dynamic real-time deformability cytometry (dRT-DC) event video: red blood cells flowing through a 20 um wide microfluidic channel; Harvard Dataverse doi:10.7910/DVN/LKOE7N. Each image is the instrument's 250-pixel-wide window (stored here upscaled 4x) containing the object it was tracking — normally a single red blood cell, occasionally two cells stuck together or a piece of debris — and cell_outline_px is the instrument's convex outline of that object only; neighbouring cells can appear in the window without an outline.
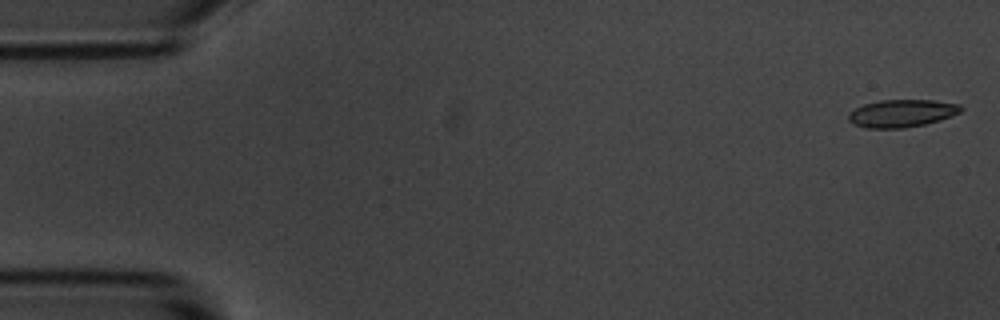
{"species": "common noctule bat (a hibernating species)", "species_latin": "Nyctalus noctula", "temperature_condition": "room temperature", "stored_images_in_passage": 5, "camera_frame_rate_fps": 3000, "um_per_image_px": 0.085, "animal": {"sex": "male", "body_mass_g": 20.1, "forearm_length_mm": 53.5}, "frame": {"image": 1, "passage_image": 1, "time_ms": 0.0, "image_size_px": [1000, 320], "cell_outline_px": [[964, 108], [960, 112], [940, 120], [924, 124], [904, 128], [868, 128], [856, 124], [848, 120], [848, 112], [864, 104], [880, 100], [932, 100], [960, 104]], "centroid_in_image_um": [76.66, 9.62], "position_along_channel_um": 8.3, "area_um2": 17.98}}
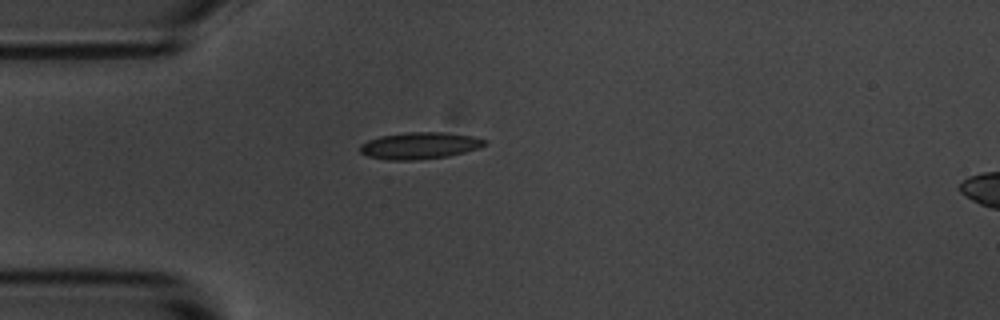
{"frame": {"image": 2, "passage_image": 4, "time_ms": 4.333, "image_size_px": [1000, 320], "cell_outline_px": [[488, 144], [464, 152], [448, 156], [412, 160], [388, 160], [368, 156], [360, 152], [360, 144], [368, 140], [380, 136], [408, 132], [444, 132], [472, 136], [488, 140]], "centroid_in_image_um": [35.67, 12.37], "position_along_channel_um": 49.3, "area_um2": 19.36}}